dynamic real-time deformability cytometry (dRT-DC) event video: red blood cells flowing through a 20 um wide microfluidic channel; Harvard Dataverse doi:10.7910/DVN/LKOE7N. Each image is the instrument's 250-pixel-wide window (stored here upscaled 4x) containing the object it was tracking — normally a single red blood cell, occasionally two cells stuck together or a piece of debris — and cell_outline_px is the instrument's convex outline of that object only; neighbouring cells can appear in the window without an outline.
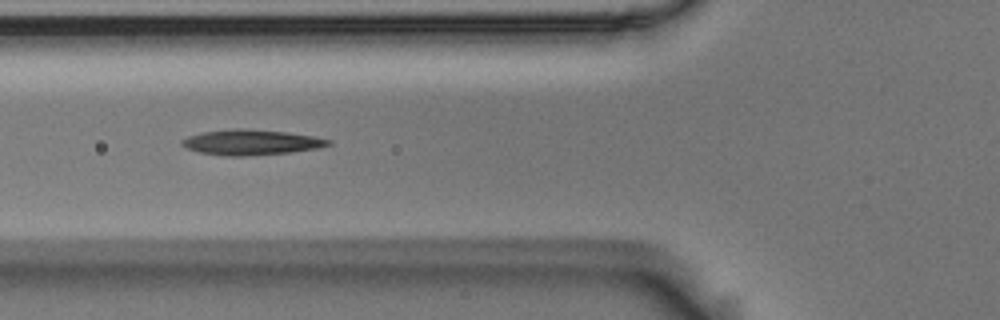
{"species": "Egyptian fruit bat (a non-hibernating species)", "species_latin": "Rousettus aegyptiacus", "temperature_condition": "room temperature", "stored_images_in_passage": 13, "camera_frame_rate_fps": 3000, "um_per_image_px": 0.085, "animal": {"sex": "male"}, "frame": {"image": 1, "passage_image": 6, "time_ms": 1.667, "image_size_px": [1000, 320], "cell_outline_px": [[332, 144], [316, 148], [288, 152], [244, 156], [224, 156], [200, 152], [188, 148], [180, 144], [180, 140], [188, 136], [204, 132], [236, 128], [244, 128], [284, 132], [312, 136], [332, 140]], "centroid_in_image_um": [21.32, 12.09], "position_along_channel_um": 104.5, "area_um2": 21.33}}